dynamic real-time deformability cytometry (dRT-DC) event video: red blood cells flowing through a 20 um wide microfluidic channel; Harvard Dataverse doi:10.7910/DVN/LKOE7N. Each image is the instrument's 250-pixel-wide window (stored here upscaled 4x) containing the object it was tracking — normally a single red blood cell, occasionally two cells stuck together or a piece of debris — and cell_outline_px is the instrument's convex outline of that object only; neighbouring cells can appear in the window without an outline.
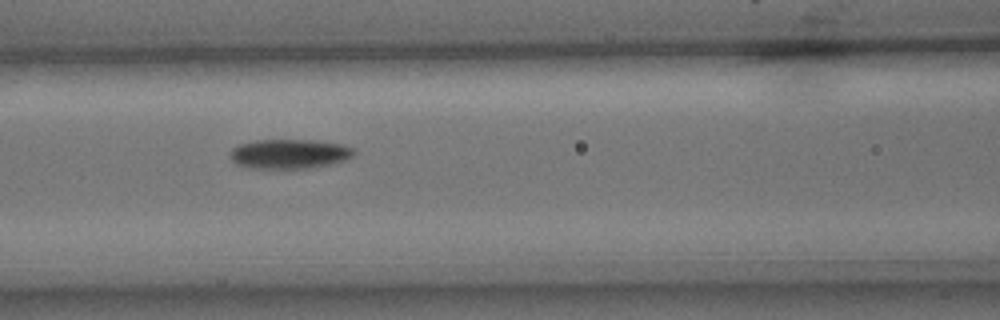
{"species": "common noctule bat (a hibernating species)", "species_latin": "Nyctalus noctula", "temperature_condition": "cold", "stored_images_in_passage": 7, "camera_frame_rate_fps": 3000, "um_per_image_px": 0.085, "animal": {"sex": "male", "body_mass_g": 15.6}, "frame": {"image": 1, "passage_image": 6, "time_ms": 1.667, "image_size_px": [1000, 320], "cell_outline_px": [[356, 152], [348, 160], [316, 168], [248, 168], [236, 164], [232, 160], [232, 148], [240, 144], [256, 140], [316, 140], [340, 144], [352, 148]], "centroid_in_image_um": [24.64, 13.09], "position_along_channel_um": 142.0, "area_um2": 21.39}}
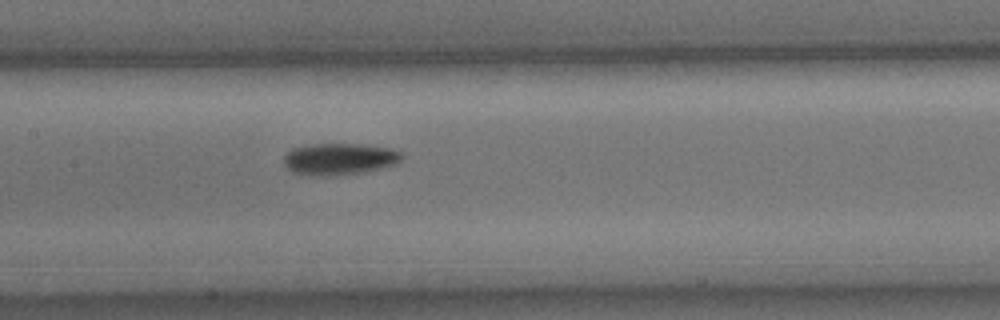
{"frame": {"image": 2, "passage_image": 7, "time_ms": 2.0, "image_size_px": [1000, 320], "cell_outline_px": [[404, 156], [396, 164], [380, 168], [360, 172], [336, 176], [312, 176], [292, 172], [284, 164], [284, 156], [292, 148], [308, 144], [360, 144], [392, 148], [400, 152]], "centroid_in_image_um": [28.83, 13.51], "position_along_channel_um": 178.6, "area_um2": 21.91}}